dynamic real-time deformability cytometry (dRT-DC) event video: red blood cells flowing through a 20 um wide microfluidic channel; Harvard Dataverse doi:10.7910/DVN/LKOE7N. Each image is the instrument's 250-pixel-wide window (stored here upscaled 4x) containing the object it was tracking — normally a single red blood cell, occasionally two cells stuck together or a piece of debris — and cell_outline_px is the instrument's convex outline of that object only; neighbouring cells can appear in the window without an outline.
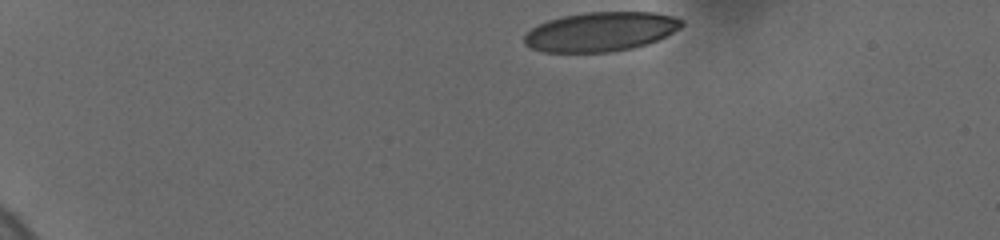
{"species": "human", "species_latin": "Homo sapiens", "temperature_condition": "cold", "stored_images_in_passage": 24, "camera_frame_rate_fps": 3000, "um_per_image_px": 0.085, "donor": {"sex": "female"}, "frame": {"image": 1, "passage_image": 1, "time_ms": 0.0, "image_size_px": [1000, 240], "cell_outline_px": [[684, 24], [680, 28], [648, 44], [632, 48], [608, 52], [544, 52], [532, 48], [524, 44], [524, 36], [532, 28], [548, 20], [564, 16], [588, 12], [652, 12], [672, 16], [684, 20]], "centroid_in_image_um": [51.06, 2.69], "position_along_channel_um": 33.9, "area_um2": 35.84}}
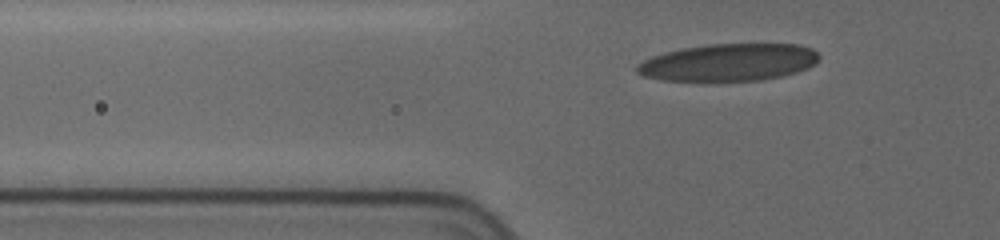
{"frame": {"image": 2, "passage_image": 16, "time_ms": 3.0, "image_size_px": [1000, 240], "cell_outline_px": [[820, 56], [816, 64], [808, 68], [796, 72], [780, 76], [760, 80], [716, 84], [664, 80], [644, 76], [636, 72], [636, 68], [644, 60], [652, 56], [680, 48], [708, 44], [796, 44], [812, 48]], "centroid_in_image_um": [61.92, 5.34], "position_along_channel_um": 63.9, "area_um2": 40.69}}
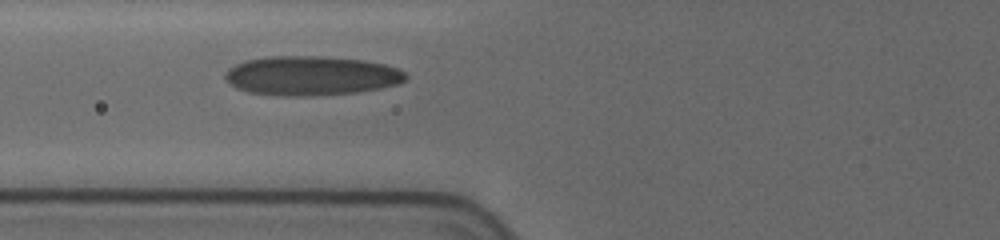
{"frame": {"image": 3, "passage_image": 23, "time_ms": 4.333, "image_size_px": [1000, 240], "cell_outline_px": [[408, 76], [404, 80], [396, 84], [380, 88], [356, 92], [296, 96], [248, 92], [236, 88], [224, 76], [224, 72], [228, 68], [244, 60], [268, 56], [320, 56], [364, 60], [384, 64], [396, 68], [404, 72]], "centroid_in_image_um": [26.43, 6.41], "position_along_channel_um": 99.4, "area_um2": 40.98}}